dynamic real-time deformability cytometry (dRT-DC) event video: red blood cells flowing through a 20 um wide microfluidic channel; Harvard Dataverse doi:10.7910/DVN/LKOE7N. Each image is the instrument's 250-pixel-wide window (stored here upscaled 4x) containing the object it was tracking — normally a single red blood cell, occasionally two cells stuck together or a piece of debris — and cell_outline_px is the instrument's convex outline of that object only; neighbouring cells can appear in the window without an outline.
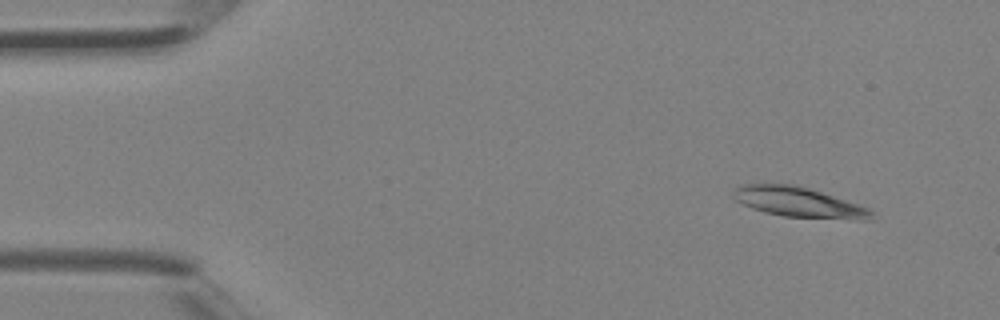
{"species": "Egyptian fruit bat (a non-hibernating species)", "species_latin": "Rousettus aegyptiacus", "temperature_condition": "room temperature", "stored_images_in_passage": 3, "camera_frame_rate_fps": 3000, "um_per_image_px": 0.085, "animal": {"sex": "female"}, "frame": {"image": 1, "passage_image": 1, "time_ms": 0.0, "image_size_px": [1000, 320], "cell_outline_px": [[876, 212], [868, 220], [860, 220], [784, 216], [764, 212], [752, 208], [736, 200], [732, 196], [732, 192], [736, 188], [744, 184], [792, 184], [808, 188], [868, 208]], "centroid_in_image_um": [67.88, 17.19], "position_along_channel_um": 17.1, "area_um2": 23.81}}
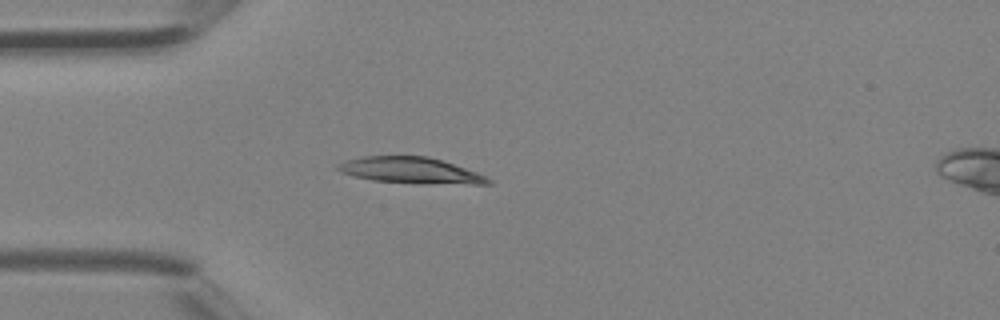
{"frame": {"image": 2, "passage_image": 3, "time_ms": 0.667, "image_size_px": [1000, 320], "cell_outline_px": [[492, 184], [472, 184], [372, 180], [352, 176], [340, 172], [336, 168], [336, 164], [344, 160], [360, 156], [428, 156], [476, 172], [492, 180]], "centroid_in_image_um": [34.8, 14.46], "position_along_channel_um": 50.2, "area_um2": 22.31}}